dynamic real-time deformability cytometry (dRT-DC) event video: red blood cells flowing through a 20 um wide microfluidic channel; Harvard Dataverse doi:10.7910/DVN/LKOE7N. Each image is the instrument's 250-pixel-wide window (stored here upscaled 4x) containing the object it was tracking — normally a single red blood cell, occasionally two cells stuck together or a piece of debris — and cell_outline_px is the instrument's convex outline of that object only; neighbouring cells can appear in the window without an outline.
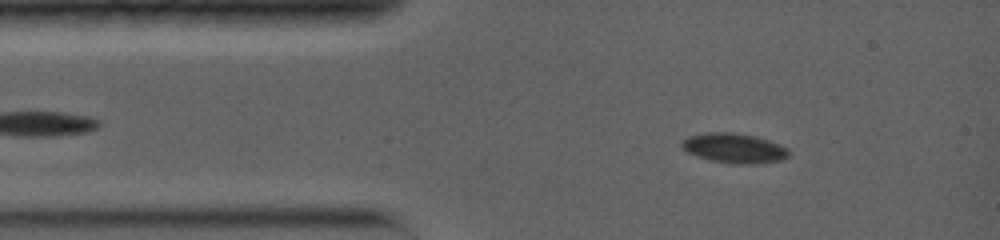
{"species": "common noctule bat (a hibernating species)", "species_latin": "Nyctalus noctula", "temperature_condition": "warm", "stored_images_in_passage": 58, "camera_frame_rate_fps": 5000, "um_per_image_px": 0.085, "animal": {"sex": "female", "body_mass_g": 19.0, "forearm_length_mm": 56.7}, "frame": {"image": 1, "passage_image": 9, "time_ms": 1.8, "image_size_px": [1000, 240], "cell_outline_px": [[788, 156], [784, 160], [756, 164], [732, 164], [708, 160], [696, 156], [688, 152], [680, 144], [688, 136], [704, 132], [732, 132], [756, 136], [768, 140], [788, 148]], "centroid_in_image_um": [62.41, 12.6], "position_along_channel_um": 22.6, "area_um2": 18.73}}
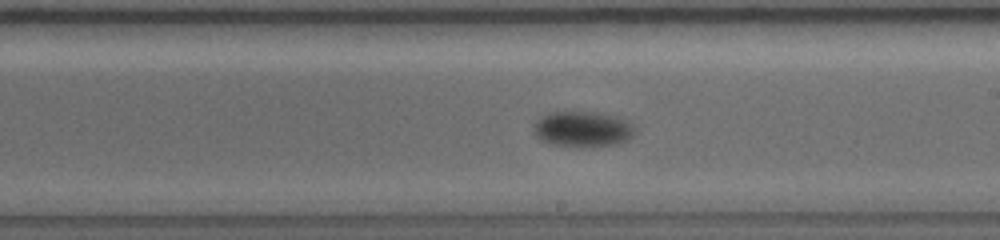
{"frame": {"image": 2, "passage_image": 31, "time_ms": 8.4, "image_size_px": [1000, 240], "cell_outline_px": [[636, 128], [632, 136], [628, 140], [616, 144], [552, 144], [540, 140], [536, 136], [532, 128], [532, 124], [540, 116], [552, 112], [596, 112], [616, 116], [632, 124]], "centroid_in_image_um": [49.49, 10.92], "position_along_channel_um": 239.5, "area_um2": 20.4}}
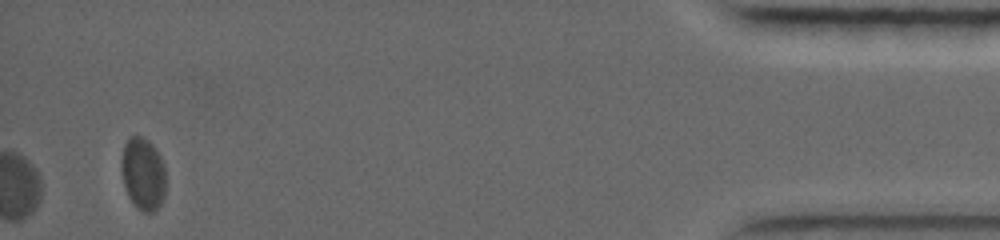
{"frame": {"image": 3, "passage_image": 58, "time_ms": 16.0, "image_size_px": [1000, 240], "cell_outline_px": [[164, 196], [160, 204], [152, 212], [144, 212], [136, 208], [128, 196], [120, 172], [120, 160], [124, 144], [132, 136], [144, 136], [156, 148], [164, 164]], "centroid_in_image_um": [12.13, 14.75], "position_along_channel_um": 423.1, "area_um2": 18.9}, "authors_computed_cell_mechanics": {"area_um2": 20.5768, "velocity_mm_per_s": 3.7508, "shape_relaxation_time_tau1_ms": 1.5463, "shape_relaxation_time_tau2_ms": null, "deformation_change_tau1": 0.0796, "deformation_change_tau2": null}}